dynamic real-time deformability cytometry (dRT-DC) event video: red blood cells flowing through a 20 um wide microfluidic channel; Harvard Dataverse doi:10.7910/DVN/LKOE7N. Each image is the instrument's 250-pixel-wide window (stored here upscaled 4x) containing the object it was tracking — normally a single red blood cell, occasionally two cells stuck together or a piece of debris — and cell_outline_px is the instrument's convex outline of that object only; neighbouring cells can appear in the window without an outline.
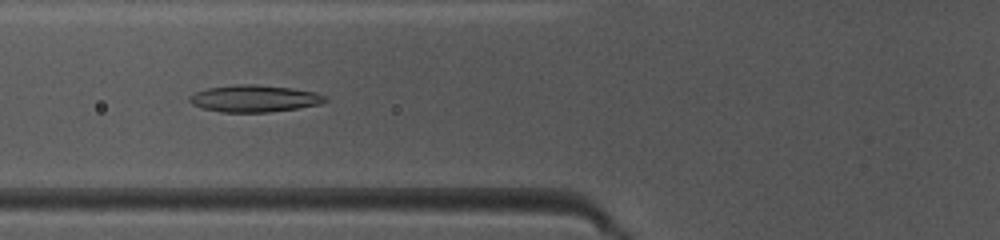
{"species": "common noctule bat (a hibernating species)", "species_latin": "Nyctalus noctula", "temperature_condition": "warm", "stored_images_in_passage": 35, "camera_frame_rate_fps": 3000, "um_per_image_px": 0.085, "animal": {"sex": "female", "body_mass_g": 10.0, "forearm_length_mm": 53.1}, "frame": {"image": 1, "passage_image": 5, "time_ms": 1.333, "image_size_px": [1000, 240], "cell_outline_px": [[328, 100], [320, 104], [296, 108], [268, 112], [220, 112], [204, 108], [192, 104], [188, 100], [188, 96], [196, 92], [208, 88], [236, 84], [256, 84], [292, 88], [316, 92], [328, 96]], "centroid_in_image_um": [21.64, 8.37], "position_along_channel_um": 104.2, "area_um2": 21.33}}
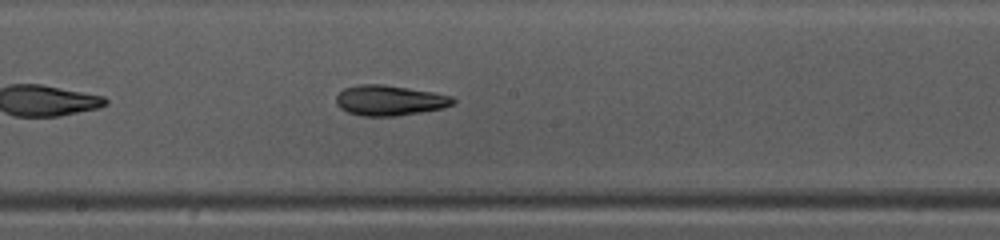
{"frame": {"image": 2, "passage_image": 13, "time_ms": 4.0, "image_size_px": [1000, 240], "cell_outline_px": [[456, 104], [444, 108], [396, 116], [360, 116], [348, 112], [340, 108], [336, 104], [336, 96], [344, 88], [360, 84], [384, 84], [432, 92], [452, 96], [456, 100]], "centroid_in_image_um": [33.12, 8.54], "position_along_channel_um": 215.1, "area_um2": 20.75}}
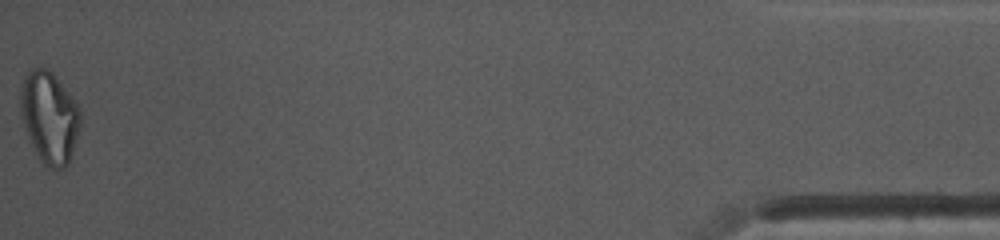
{"frame": {"image": 3, "passage_image": 35, "time_ms": 11.333, "image_size_px": [1000, 240], "cell_outline_px": [[80, 128], [68, 164], [64, 168], [52, 168], [44, 164], [40, 160], [24, 128], [20, 116], [20, 84], [28, 68], [48, 68], [52, 72], [72, 96], [80, 108]], "centroid_in_image_um": [4.18, 9.92], "position_along_channel_um": 431.0, "area_um2": 32.19}, "authors_computed_cell_mechanics": {"area_um2": 21.2126, "velocity_mm_per_s": 4.135, "shape_relaxation_time_tau1_ms": 6.1738, "shape_relaxation_time_tau2_ms": 3.9681, "deformation_change_tau1": 0.2044, "deformation_change_tau2": 0.1323}}